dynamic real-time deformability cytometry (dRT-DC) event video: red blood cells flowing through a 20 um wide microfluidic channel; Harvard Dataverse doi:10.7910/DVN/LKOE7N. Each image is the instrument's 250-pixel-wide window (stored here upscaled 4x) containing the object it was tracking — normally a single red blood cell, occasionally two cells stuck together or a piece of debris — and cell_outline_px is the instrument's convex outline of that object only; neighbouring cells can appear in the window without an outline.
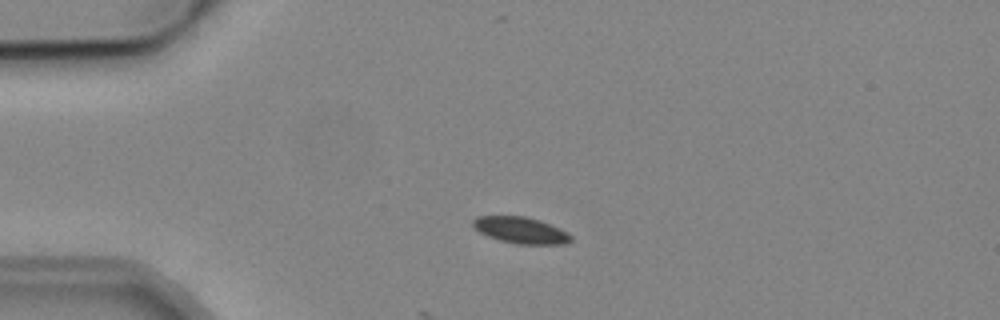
{"species": "common noctule bat (a hibernating species)", "species_latin": "Nyctalus noctula", "temperature_condition": "cold", "stored_images_in_passage": 2, "camera_frame_rate_fps": 3000, "um_per_image_px": 0.085, "animal": {"sex": "male", "body_mass_g": 19.2, "forearm_length_mm": 51.8}, "frame": {"image": 1, "passage_image": 2, "time_ms": 1.333, "image_size_px": [1000, 320], "cell_outline_px": [[572, 240], [564, 244], [520, 244], [500, 240], [488, 236], [480, 232], [472, 224], [472, 220], [476, 216], [524, 216], [540, 220], [568, 232], [572, 236]], "centroid_in_image_um": [44.28, 19.56], "position_along_channel_um": 40.7, "area_um2": 14.97}}